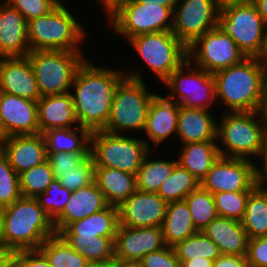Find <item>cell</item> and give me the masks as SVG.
Wrapping results in <instances>:
<instances>
[{
	"mask_svg": "<svg viewBox=\"0 0 267 267\" xmlns=\"http://www.w3.org/2000/svg\"><path fill=\"white\" fill-rule=\"evenodd\" d=\"M125 77L122 72L99 68L86 60L80 65L72 84L75 94L71 93L79 126L90 132L105 128L115 90Z\"/></svg>",
	"mask_w": 267,
	"mask_h": 267,
	"instance_id": "obj_1",
	"label": "cell"
},
{
	"mask_svg": "<svg viewBox=\"0 0 267 267\" xmlns=\"http://www.w3.org/2000/svg\"><path fill=\"white\" fill-rule=\"evenodd\" d=\"M55 234L53 221L37 198L21 196L0 209V245L11 253L37 250Z\"/></svg>",
	"mask_w": 267,
	"mask_h": 267,
	"instance_id": "obj_2",
	"label": "cell"
},
{
	"mask_svg": "<svg viewBox=\"0 0 267 267\" xmlns=\"http://www.w3.org/2000/svg\"><path fill=\"white\" fill-rule=\"evenodd\" d=\"M216 99L219 97L232 112L257 111L267 92V81L257 57L213 73Z\"/></svg>",
	"mask_w": 267,
	"mask_h": 267,
	"instance_id": "obj_3",
	"label": "cell"
},
{
	"mask_svg": "<svg viewBox=\"0 0 267 267\" xmlns=\"http://www.w3.org/2000/svg\"><path fill=\"white\" fill-rule=\"evenodd\" d=\"M30 50L80 51L77 46L85 36L82 25L60 3L49 14L27 21Z\"/></svg>",
	"mask_w": 267,
	"mask_h": 267,
	"instance_id": "obj_4",
	"label": "cell"
},
{
	"mask_svg": "<svg viewBox=\"0 0 267 267\" xmlns=\"http://www.w3.org/2000/svg\"><path fill=\"white\" fill-rule=\"evenodd\" d=\"M257 111L229 112L217 124L216 139L226 151L218 147L220 156L248 159L251 155L263 158L267 149L262 122L256 120Z\"/></svg>",
	"mask_w": 267,
	"mask_h": 267,
	"instance_id": "obj_5",
	"label": "cell"
},
{
	"mask_svg": "<svg viewBox=\"0 0 267 267\" xmlns=\"http://www.w3.org/2000/svg\"><path fill=\"white\" fill-rule=\"evenodd\" d=\"M136 72L125 73L126 77L118 84L104 131L115 134L125 129L144 131L148 109L156 94L147 91L141 75Z\"/></svg>",
	"mask_w": 267,
	"mask_h": 267,
	"instance_id": "obj_6",
	"label": "cell"
},
{
	"mask_svg": "<svg viewBox=\"0 0 267 267\" xmlns=\"http://www.w3.org/2000/svg\"><path fill=\"white\" fill-rule=\"evenodd\" d=\"M146 142L140 138L97 130L90 134V155L95 167L115 168L136 175L150 151Z\"/></svg>",
	"mask_w": 267,
	"mask_h": 267,
	"instance_id": "obj_7",
	"label": "cell"
},
{
	"mask_svg": "<svg viewBox=\"0 0 267 267\" xmlns=\"http://www.w3.org/2000/svg\"><path fill=\"white\" fill-rule=\"evenodd\" d=\"M81 51L32 50L27 54L41 97L68 93L77 69L85 61Z\"/></svg>",
	"mask_w": 267,
	"mask_h": 267,
	"instance_id": "obj_8",
	"label": "cell"
},
{
	"mask_svg": "<svg viewBox=\"0 0 267 267\" xmlns=\"http://www.w3.org/2000/svg\"><path fill=\"white\" fill-rule=\"evenodd\" d=\"M219 26L235 41L246 57L259 55L267 25L252 1L221 4Z\"/></svg>",
	"mask_w": 267,
	"mask_h": 267,
	"instance_id": "obj_9",
	"label": "cell"
},
{
	"mask_svg": "<svg viewBox=\"0 0 267 267\" xmlns=\"http://www.w3.org/2000/svg\"><path fill=\"white\" fill-rule=\"evenodd\" d=\"M172 13L170 7L124 0L107 14L111 16L113 30L130 39L142 34L171 31L173 20H167Z\"/></svg>",
	"mask_w": 267,
	"mask_h": 267,
	"instance_id": "obj_10",
	"label": "cell"
},
{
	"mask_svg": "<svg viewBox=\"0 0 267 267\" xmlns=\"http://www.w3.org/2000/svg\"><path fill=\"white\" fill-rule=\"evenodd\" d=\"M128 41L163 82L188 60L187 47L171 31L142 34Z\"/></svg>",
	"mask_w": 267,
	"mask_h": 267,
	"instance_id": "obj_11",
	"label": "cell"
},
{
	"mask_svg": "<svg viewBox=\"0 0 267 267\" xmlns=\"http://www.w3.org/2000/svg\"><path fill=\"white\" fill-rule=\"evenodd\" d=\"M187 53L188 60H195L197 68L212 74L246 58L235 41L220 26L198 37L187 47Z\"/></svg>",
	"mask_w": 267,
	"mask_h": 267,
	"instance_id": "obj_12",
	"label": "cell"
},
{
	"mask_svg": "<svg viewBox=\"0 0 267 267\" xmlns=\"http://www.w3.org/2000/svg\"><path fill=\"white\" fill-rule=\"evenodd\" d=\"M191 64V61L187 60L164 81L172 94L167 98L186 108L209 110L210 105L216 99L215 78L212 73L196 67L189 69L186 74L184 69L190 67ZM175 94H178L177 98L180 100L175 98Z\"/></svg>",
	"mask_w": 267,
	"mask_h": 267,
	"instance_id": "obj_13",
	"label": "cell"
},
{
	"mask_svg": "<svg viewBox=\"0 0 267 267\" xmlns=\"http://www.w3.org/2000/svg\"><path fill=\"white\" fill-rule=\"evenodd\" d=\"M220 0H178L171 32L189 47L198 37L219 26Z\"/></svg>",
	"mask_w": 267,
	"mask_h": 267,
	"instance_id": "obj_14",
	"label": "cell"
},
{
	"mask_svg": "<svg viewBox=\"0 0 267 267\" xmlns=\"http://www.w3.org/2000/svg\"><path fill=\"white\" fill-rule=\"evenodd\" d=\"M258 170L250 159L220 156L200 185L212 194L253 191L259 185Z\"/></svg>",
	"mask_w": 267,
	"mask_h": 267,
	"instance_id": "obj_15",
	"label": "cell"
},
{
	"mask_svg": "<svg viewBox=\"0 0 267 267\" xmlns=\"http://www.w3.org/2000/svg\"><path fill=\"white\" fill-rule=\"evenodd\" d=\"M165 246L161 226L127 227L119 225L114 240V259L139 262L146 254Z\"/></svg>",
	"mask_w": 267,
	"mask_h": 267,
	"instance_id": "obj_16",
	"label": "cell"
},
{
	"mask_svg": "<svg viewBox=\"0 0 267 267\" xmlns=\"http://www.w3.org/2000/svg\"><path fill=\"white\" fill-rule=\"evenodd\" d=\"M167 202L160 195L136 190L119 207V225L127 227L161 226Z\"/></svg>",
	"mask_w": 267,
	"mask_h": 267,
	"instance_id": "obj_17",
	"label": "cell"
},
{
	"mask_svg": "<svg viewBox=\"0 0 267 267\" xmlns=\"http://www.w3.org/2000/svg\"><path fill=\"white\" fill-rule=\"evenodd\" d=\"M0 93H8L32 101L41 99L28 57L0 58Z\"/></svg>",
	"mask_w": 267,
	"mask_h": 267,
	"instance_id": "obj_18",
	"label": "cell"
},
{
	"mask_svg": "<svg viewBox=\"0 0 267 267\" xmlns=\"http://www.w3.org/2000/svg\"><path fill=\"white\" fill-rule=\"evenodd\" d=\"M0 116L6 130V138L39 133L37 101L0 93Z\"/></svg>",
	"mask_w": 267,
	"mask_h": 267,
	"instance_id": "obj_19",
	"label": "cell"
},
{
	"mask_svg": "<svg viewBox=\"0 0 267 267\" xmlns=\"http://www.w3.org/2000/svg\"><path fill=\"white\" fill-rule=\"evenodd\" d=\"M0 149L18 175L47 160L46 141L41 133L9 136Z\"/></svg>",
	"mask_w": 267,
	"mask_h": 267,
	"instance_id": "obj_20",
	"label": "cell"
},
{
	"mask_svg": "<svg viewBox=\"0 0 267 267\" xmlns=\"http://www.w3.org/2000/svg\"><path fill=\"white\" fill-rule=\"evenodd\" d=\"M27 21L6 1L0 5V57H27L31 51L27 38Z\"/></svg>",
	"mask_w": 267,
	"mask_h": 267,
	"instance_id": "obj_21",
	"label": "cell"
},
{
	"mask_svg": "<svg viewBox=\"0 0 267 267\" xmlns=\"http://www.w3.org/2000/svg\"><path fill=\"white\" fill-rule=\"evenodd\" d=\"M107 206L104 195L95 181L86 187L72 191L64 210L53 221L56 234H59L70 223L99 212Z\"/></svg>",
	"mask_w": 267,
	"mask_h": 267,
	"instance_id": "obj_22",
	"label": "cell"
},
{
	"mask_svg": "<svg viewBox=\"0 0 267 267\" xmlns=\"http://www.w3.org/2000/svg\"><path fill=\"white\" fill-rule=\"evenodd\" d=\"M39 133L50 129L73 128L78 124L70 92L42 96L37 101Z\"/></svg>",
	"mask_w": 267,
	"mask_h": 267,
	"instance_id": "obj_23",
	"label": "cell"
},
{
	"mask_svg": "<svg viewBox=\"0 0 267 267\" xmlns=\"http://www.w3.org/2000/svg\"><path fill=\"white\" fill-rule=\"evenodd\" d=\"M202 232L216 243L222 255H247L249 238L240 221L217 216Z\"/></svg>",
	"mask_w": 267,
	"mask_h": 267,
	"instance_id": "obj_24",
	"label": "cell"
},
{
	"mask_svg": "<svg viewBox=\"0 0 267 267\" xmlns=\"http://www.w3.org/2000/svg\"><path fill=\"white\" fill-rule=\"evenodd\" d=\"M179 109L180 105L167 97L156 94L151 100L144 131L156 146L173 132L177 134Z\"/></svg>",
	"mask_w": 267,
	"mask_h": 267,
	"instance_id": "obj_25",
	"label": "cell"
},
{
	"mask_svg": "<svg viewBox=\"0 0 267 267\" xmlns=\"http://www.w3.org/2000/svg\"><path fill=\"white\" fill-rule=\"evenodd\" d=\"M217 124L206 109L180 105L177 136L182 143L216 141Z\"/></svg>",
	"mask_w": 267,
	"mask_h": 267,
	"instance_id": "obj_26",
	"label": "cell"
},
{
	"mask_svg": "<svg viewBox=\"0 0 267 267\" xmlns=\"http://www.w3.org/2000/svg\"><path fill=\"white\" fill-rule=\"evenodd\" d=\"M94 181L107 204L116 207L137 190L136 175L115 168L95 167Z\"/></svg>",
	"mask_w": 267,
	"mask_h": 267,
	"instance_id": "obj_27",
	"label": "cell"
},
{
	"mask_svg": "<svg viewBox=\"0 0 267 267\" xmlns=\"http://www.w3.org/2000/svg\"><path fill=\"white\" fill-rule=\"evenodd\" d=\"M119 226L118 207L108 205L103 210L70 223L60 236L115 237Z\"/></svg>",
	"mask_w": 267,
	"mask_h": 267,
	"instance_id": "obj_28",
	"label": "cell"
},
{
	"mask_svg": "<svg viewBox=\"0 0 267 267\" xmlns=\"http://www.w3.org/2000/svg\"><path fill=\"white\" fill-rule=\"evenodd\" d=\"M161 228L164 242L170 247H174L177 243L199 232L193 223L190 210L184 200L167 204Z\"/></svg>",
	"mask_w": 267,
	"mask_h": 267,
	"instance_id": "obj_29",
	"label": "cell"
},
{
	"mask_svg": "<svg viewBox=\"0 0 267 267\" xmlns=\"http://www.w3.org/2000/svg\"><path fill=\"white\" fill-rule=\"evenodd\" d=\"M178 164L192 174L200 183L207 176L212 165L220 157L215 141L183 144Z\"/></svg>",
	"mask_w": 267,
	"mask_h": 267,
	"instance_id": "obj_30",
	"label": "cell"
},
{
	"mask_svg": "<svg viewBox=\"0 0 267 267\" xmlns=\"http://www.w3.org/2000/svg\"><path fill=\"white\" fill-rule=\"evenodd\" d=\"M76 128L81 138L73 128L50 129L44 132L47 153H90L91 132L79 125Z\"/></svg>",
	"mask_w": 267,
	"mask_h": 267,
	"instance_id": "obj_31",
	"label": "cell"
},
{
	"mask_svg": "<svg viewBox=\"0 0 267 267\" xmlns=\"http://www.w3.org/2000/svg\"><path fill=\"white\" fill-rule=\"evenodd\" d=\"M241 223L249 239L267 235V189L260 184L248 196Z\"/></svg>",
	"mask_w": 267,
	"mask_h": 267,
	"instance_id": "obj_32",
	"label": "cell"
},
{
	"mask_svg": "<svg viewBox=\"0 0 267 267\" xmlns=\"http://www.w3.org/2000/svg\"><path fill=\"white\" fill-rule=\"evenodd\" d=\"M52 267H87L89 261L59 234L47 238L39 247Z\"/></svg>",
	"mask_w": 267,
	"mask_h": 267,
	"instance_id": "obj_33",
	"label": "cell"
},
{
	"mask_svg": "<svg viewBox=\"0 0 267 267\" xmlns=\"http://www.w3.org/2000/svg\"><path fill=\"white\" fill-rule=\"evenodd\" d=\"M61 237L89 262H108L114 260L115 237Z\"/></svg>",
	"mask_w": 267,
	"mask_h": 267,
	"instance_id": "obj_34",
	"label": "cell"
},
{
	"mask_svg": "<svg viewBox=\"0 0 267 267\" xmlns=\"http://www.w3.org/2000/svg\"><path fill=\"white\" fill-rule=\"evenodd\" d=\"M148 152L136 174L137 190L157 193L164 180L171 175L177 161L151 160Z\"/></svg>",
	"mask_w": 267,
	"mask_h": 267,
	"instance_id": "obj_35",
	"label": "cell"
},
{
	"mask_svg": "<svg viewBox=\"0 0 267 267\" xmlns=\"http://www.w3.org/2000/svg\"><path fill=\"white\" fill-rule=\"evenodd\" d=\"M199 185L200 182L192 174L177 164L159 187L157 194L167 203L182 201Z\"/></svg>",
	"mask_w": 267,
	"mask_h": 267,
	"instance_id": "obj_36",
	"label": "cell"
},
{
	"mask_svg": "<svg viewBox=\"0 0 267 267\" xmlns=\"http://www.w3.org/2000/svg\"><path fill=\"white\" fill-rule=\"evenodd\" d=\"M198 231L204 230L218 215L213 194L199 185L184 199Z\"/></svg>",
	"mask_w": 267,
	"mask_h": 267,
	"instance_id": "obj_37",
	"label": "cell"
},
{
	"mask_svg": "<svg viewBox=\"0 0 267 267\" xmlns=\"http://www.w3.org/2000/svg\"><path fill=\"white\" fill-rule=\"evenodd\" d=\"M179 261H187L192 258L203 257L215 260L221 255L216 243L206 236L202 231L177 243L174 247Z\"/></svg>",
	"mask_w": 267,
	"mask_h": 267,
	"instance_id": "obj_38",
	"label": "cell"
},
{
	"mask_svg": "<svg viewBox=\"0 0 267 267\" xmlns=\"http://www.w3.org/2000/svg\"><path fill=\"white\" fill-rule=\"evenodd\" d=\"M54 173L46 160L19 174L20 192L24 197L37 198L43 194L53 181Z\"/></svg>",
	"mask_w": 267,
	"mask_h": 267,
	"instance_id": "obj_39",
	"label": "cell"
},
{
	"mask_svg": "<svg viewBox=\"0 0 267 267\" xmlns=\"http://www.w3.org/2000/svg\"><path fill=\"white\" fill-rule=\"evenodd\" d=\"M251 192L252 191H229L213 194L217 215L241 222L245 214L246 202Z\"/></svg>",
	"mask_w": 267,
	"mask_h": 267,
	"instance_id": "obj_40",
	"label": "cell"
},
{
	"mask_svg": "<svg viewBox=\"0 0 267 267\" xmlns=\"http://www.w3.org/2000/svg\"><path fill=\"white\" fill-rule=\"evenodd\" d=\"M19 175L12 169L7 156L0 149V209L21 197Z\"/></svg>",
	"mask_w": 267,
	"mask_h": 267,
	"instance_id": "obj_41",
	"label": "cell"
},
{
	"mask_svg": "<svg viewBox=\"0 0 267 267\" xmlns=\"http://www.w3.org/2000/svg\"><path fill=\"white\" fill-rule=\"evenodd\" d=\"M71 193L72 191L62 186L58 179H53L46 191L37 197V200L46 214L54 221L64 210Z\"/></svg>",
	"mask_w": 267,
	"mask_h": 267,
	"instance_id": "obj_42",
	"label": "cell"
},
{
	"mask_svg": "<svg viewBox=\"0 0 267 267\" xmlns=\"http://www.w3.org/2000/svg\"><path fill=\"white\" fill-rule=\"evenodd\" d=\"M94 177L95 164L93 157L89 155L75 170L62 174L58 180L68 190L75 191L93 183Z\"/></svg>",
	"mask_w": 267,
	"mask_h": 267,
	"instance_id": "obj_43",
	"label": "cell"
},
{
	"mask_svg": "<svg viewBox=\"0 0 267 267\" xmlns=\"http://www.w3.org/2000/svg\"><path fill=\"white\" fill-rule=\"evenodd\" d=\"M11 7L17 9L25 18L42 17L49 14L61 2L59 0H5Z\"/></svg>",
	"mask_w": 267,
	"mask_h": 267,
	"instance_id": "obj_44",
	"label": "cell"
},
{
	"mask_svg": "<svg viewBox=\"0 0 267 267\" xmlns=\"http://www.w3.org/2000/svg\"><path fill=\"white\" fill-rule=\"evenodd\" d=\"M90 153H47V161L53 170L54 178L59 179L62 174L75 170Z\"/></svg>",
	"mask_w": 267,
	"mask_h": 267,
	"instance_id": "obj_45",
	"label": "cell"
},
{
	"mask_svg": "<svg viewBox=\"0 0 267 267\" xmlns=\"http://www.w3.org/2000/svg\"><path fill=\"white\" fill-rule=\"evenodd\" d=\"M141 267H181L173 247L164 248L150 252L140 259Z\"/></svg>",
	"mask_w": 267,
	"mask_h": 267,
	"instance_id": "obj_46",
	"label": "cell"
},
{
	"mask_svg": "<svg viewBox=\"0 0 267 267\" xmlns=\"http://www.w3.org/2000/svg\"><path fill=\"white\" fill-rule=\"evenodd\" d=\"M11 264L13 267H52L39 249L12 253Z\"/></svg>",
	"mask_w": 267,
	"mask_h": 267,
	"instance_id": "obj_47",
	"label": "cell"
},
{
	"mask_svg": "<svg viewBox=\"0 0 267 267\" xmlns=\"http://www.w3.org/2000/svg\"><path fill=\"white\" fill-rule=\"evenodd\" d=\"M246 257L248 267H267V235L249 239Z\"/></svg>",
	"mask_w": 267,
	"mask_h": 267,
	"instance_id": "obj_48",
	"label": "cell"
},
{
	"mask_svg": "<svg viewBox=\"0 0 267 267\" xmlns=\"http://www.w3.org/2000/svg\"><path fill=\"white\" fill-rule=\"evenodd\" d=\"M212 267H248L247 257L239 255H220L213 261Z\"/></svg>",
	"mask_w": 267,
	"mask_h": 267,
	"instance_id": "obj_49",
	"label": "cell"
},
{
	"mask_svg": "<svg viewBox=\"0 0 267 267\" xmlns=\"http://www.w3.org/2000/svg\"><path fill=\"white\" fill-rule=\"evenodd\" d=\"M181 267H212L213 266V260L198 257V258H192L187 261H180Z\"/></svg>",
	"mask_w": 267,
	"mask_h": 267,
	"instance_id": "obj_50",
	"label": "cell"
},
{
	"mask_svg": "<svg viewBox=\"0 0 267 267\" xmlns=\"http://www.w3.org/2000/svg\"><path fill=\"white\" fill-rule=\"evenodd\" d=\"M258 115L261 117L260 120H262L263 123H261L264 127V137H265V141L267 144V92L263 98V100L261 101V103L259 104L258 110H257Z\"/></svg>",
	"mask_w": 267,
	"mask_h": 267,
	"instance_id": "obj_51",
	"label": "cell"
},
{
	"mask_svg": "<svg viewBox=\"0 0 267 267\" xmlns=\"http://www.w3.org/2000/svg\"><path fill=\"white\" fill-rule=\"evenodd\" d=\"M257 60L263 69L266 81H267V33L263 41L261 52L257 56Z\"/></svg>",
	"mask_w": 267,
	"mask_h": 267,
	"instance_id": "obj_52",
	"label": "cell"
},
{
	"mask_svg": "<svg viewBox=\"0 0 267 267\" xmlns=\"http://www.w3.org/2000/svg\"><path fill=\"white\" fill-rule=\"evenodd\" d=\"M138 1L142 4H153V5L170 7L172 10H174V7L178 2V0H138Z\"/></svg>",
	"mask_w": 267,
	"mask_h": 267,
	"instance_id": "obj_53",
	"label": "cell"
},
{
	"mask_svg": "<svg viewBox=\"0 0 267 267\" xmlns=\"http://www.w3.org/2000/svg\"><path fill=\"white\" fill-rule=\"evenodd\" d=\"M12 253L0 245V267H9L11 265Z\"/></svg>",
	"mask_w": 267,
	"mask_h": 267,
	"instance_id": "obj_54",
	"label": "cell"
},
{
	"mask_svg": "<svg viewBox=\"0 0 267 267\" xmlns=\"http://www.w3.org/2000/svg\"><path fill=\"white\" fill-rule=\"evenodd\" d=\"M252 2L256 5L259 15L267 25V0H252Z\"/></svg>",
	"mask_w": 267,
	"mask_h": 267,
	"instance_id": "obj_55",
	"label": "cell"
},
{
	"mask_svg": "<svg viewBox=\"0 0 267 267\" xmlns=\"http://www.w3.org/2000/svg\"><path fill=\"white\" fill-rule=\"evenodd\" d=\"M263 164H264V166H263V168L264 169H262V170H258V172H259V184L261 185V186H263V187H265L264 186V182H266L267 181V149H266V151H265V153H264V155H263Z\"/></svg>",
	"mask_w": 267,
	"mask_h": 267,
	"instance_id": "obj_56",
	"label": "cell"
},
{
	"mask_svg": "<svg viewBox=\"0 0 267 267\" xmlns=\"http://www.w3.org/2000/svg\"><path fill=\"white\" fill-rule=\"evenodd\" d=\"M115 267H141L138 261H126L115 259Z\"/></svg>",
	"mask_w": 267,
	"mask_h": 267,
	"instance_id": "obj_57",
	"label": "cell"
},
{
	"mask_svg": "<svg viewBox=\"0 0 267 267\" xmlns=\"http://www.w3.org/2000/svg\"><path fill=\"white\" fill-rule=\"evenodd\" d=\"M124 0H101L102 4L106 7V11L109 13L118 3Z\"/></svg>",
	"mask_w": 267,
	"mask_h": 267,
	"instance_id": "obj_58",
	"label": "cell"
},
{
	"mask_svg": "<svg viewBox=\"0 0 267 267\" xmlns=\"http://www.w3.org/2000/svg\"><path fill=\"white\" fill-rule=\"evenodd\" d=\"M87 267H115V259L108 262H89Z\"/></svg>",
	"mask_w": 267,
	"mask_h": 267,
	"instance_id": "obj_59",
	"label": "cell"
},
{
	"mask_svg": "<svg viewBox=\"0 0 267 267\" xmlns=\"http://www.w3.org/2000/svg\"><path fill=\"white\" fill-rule=\"evenodd\" d=\"M6 139V130L2 117L0 116V144Z\"/></svg>",
	"mask_w": 267,
	"mask_h": 267,
	"instance_id": "obj_60",
	"label": "cell"
},
{
	"mask_svg": "<svg viewBox=\"0 0 267 267\" xmlns=\"http://www.w3.org/2000/svg\"><path fill=\"white\" fill-rule=\"evenodd\" d=\"M241 1H252V0H220V3L224 4L227 2H241Z\"/></svg>",
	"mask_w": 267,
	"mask_h": 267,
	"instance_id": "obj_61",
	"label": "cell"
}]
</instances>
